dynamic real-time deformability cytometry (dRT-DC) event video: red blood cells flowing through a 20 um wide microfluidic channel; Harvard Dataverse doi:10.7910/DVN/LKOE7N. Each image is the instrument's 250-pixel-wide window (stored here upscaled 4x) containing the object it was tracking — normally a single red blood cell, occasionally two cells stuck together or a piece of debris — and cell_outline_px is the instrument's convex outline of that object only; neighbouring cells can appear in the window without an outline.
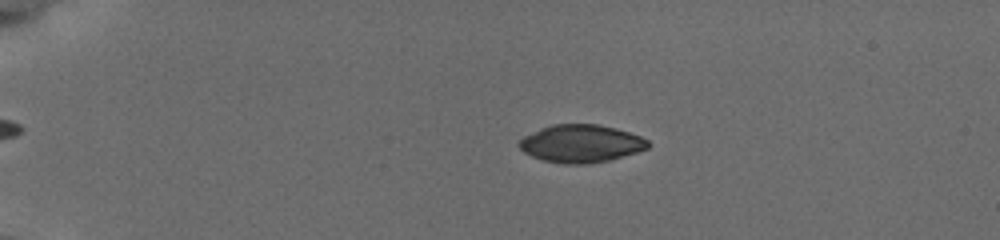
{"species": "common noctule bat (a hibernating species)", "species_latin": "Nyctalus noctula", "temperature_condition": "cold", "stored_images_in_passage": 38, "camera_frame_rate_fps": 3000, "um_per_image_px": 0.085, "animal": {"sex": "female", "body_mass_g": 19.5, "forearm_length_mm": 54.1}, "frame": {"image": 1, "passage_image": 14, "time_ms": 4.333, "image_size_px": [1000, 240], "cell_outline_px": [[652, 144], [648, 148], [612, 160], [588, 164], [564, 164], [544, 160], [532, 156], [524, 152], [516, 144], [524, 136], [540, 128], [552, 124], [600, 124], [616, 128], [640, 136], [648, 140]], "centroid_in_image_um": [49.4, 12.2], "position_along_channel_um": 35.6, "area_um2": 28.55}}
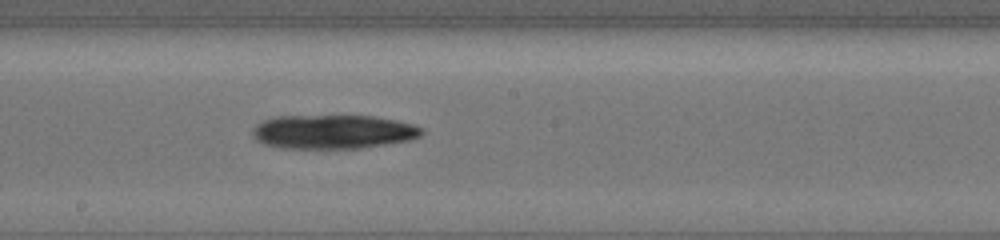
{"frame": {"image": 2, "passage_image": 34, "time_ms": 11.0, "image_size_px": [1000, 240], "cell_outline_px": [[424, 132], [420, 136], [412, 140], [360, 148], [280, 148], [264, 144], [256, 140], [252, 136], [252, 128], [256, 124], [264, 120], [280, 116], [372, 116], [396, 120], [412, 124], [424, 128]], "centroid_in_image_um": [28.32, 11.2], "position_along_channel_um": 219.9, "area_um2": 33.64}}
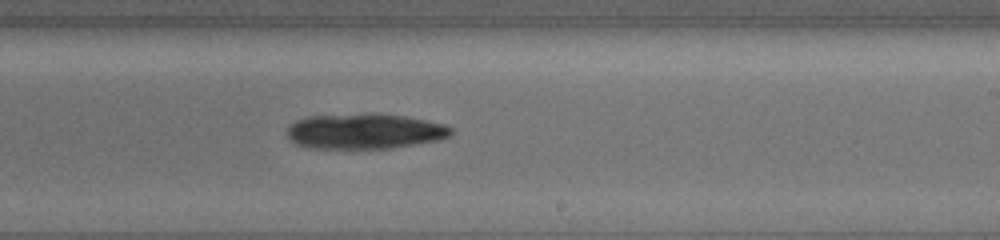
{"frame": {"image": 3, "passage_image": 38, "time_ms": 12.0, "image_size_px": [1000, 240], "cell_outline_px": [[452, 136], [440, 140], [392, 148], [308, 148], [296, 144], [288, 140], [284, 136], [288, 128], [296, 120], [312, 116], [404, 116], [444, 124], [452, 128]], "centroid_in_image_um": [30.99, 11.21], "position_along_channel_um": 258.0, "area_um2": 32.89}}